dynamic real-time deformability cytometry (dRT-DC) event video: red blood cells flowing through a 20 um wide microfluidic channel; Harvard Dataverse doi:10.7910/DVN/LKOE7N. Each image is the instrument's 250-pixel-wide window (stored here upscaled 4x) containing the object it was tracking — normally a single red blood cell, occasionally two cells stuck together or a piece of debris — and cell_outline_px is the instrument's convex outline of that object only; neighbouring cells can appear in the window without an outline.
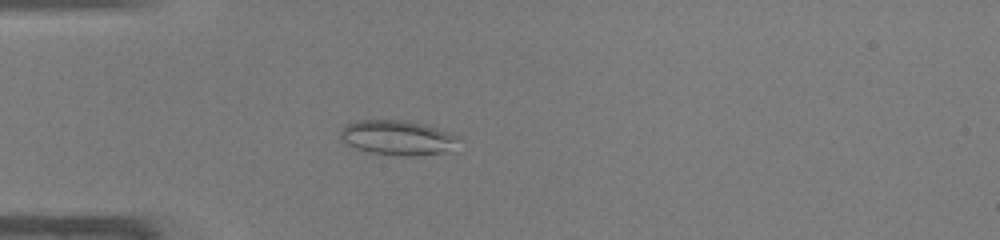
{"species": "common noctule bat (a hibernating species)", "species_latin": "Nyctalus noctula", "temperature_condition": "warm", "stored_images_in_passage": 35, "camera_frame_rate_fps": 3000, "um_per_image_px": 0.085, "animal": {"sex": "male", "body_mass_g": 19.0, "forearm_length_mm": 50.8}, "frame": {"image": 1, "passage_image": 2, "time_ms": 0.333, "image_size_px": [1000, 240], "cell_outline_px": [[456, 140], [444, 152], [412, 156], [396, 156], [368, 152], [356, 148], [348, 144], [340, 136], [340, 132], [344, 124], [356, 120], [404, 120], [424, 124], [448, 132], [456, 136]], "centroid_in_image_um": [33.68, 11.69], "position_along_channel_um": 51.3, "area_um2": 23.52}}
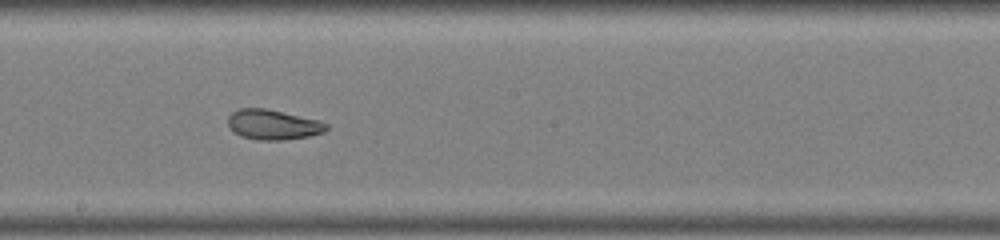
{"frame": {"image": 2, "passage_image": 15, "time_ms": 4.667, "image_size_px": [1000, 240], "cell_outline_px": [[328, 128], [324, 132], [308, 136], [284, 140], [256, 140], [240, 136], [228, 124], [228, 116], [232, 112], [240, 108], [264, 108], [320, 120], [328, 124]], "centroid_in_image_um": [23.22, 10.59], "position_along_channel_um": 225.0, "area_um2": 17.17}}
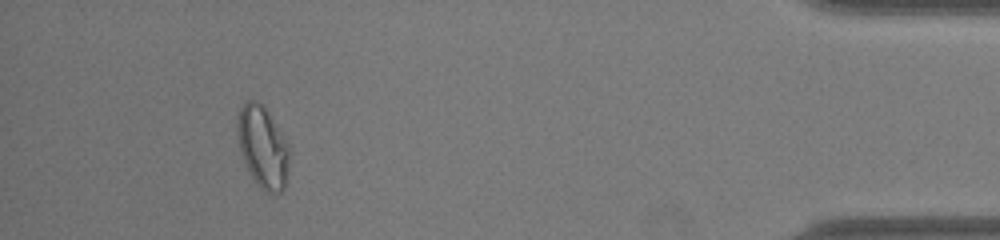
{"frame": {"image": 3, "passage_image": 32, "time_ms": 10.333, "image_size_px": [1000, 240], "cell_outline_px": [[292, 152], [284, 188], [276, 196], [264, 192], [256, 184], [240, 152], [236, 132], [236, 124], [240, 108], [244, 100], [256, 100], [268, 112], [288, 144]], "centroid_in_image_um": [22.34, 12.53], "position_along_channel_um": 412.9, "area_um2": 25.14}, "authors_computed_cell_mechanics": {"area_um2": 19.363, "velocity_mm_per_s": 4.3061, "shape_relaxation_time_tau1_ms": null, "shape_relaxation_time_tau2_ms": 0.9949, "deformation_change_tau1": null, "deformation_change_tau2": 0.078}}